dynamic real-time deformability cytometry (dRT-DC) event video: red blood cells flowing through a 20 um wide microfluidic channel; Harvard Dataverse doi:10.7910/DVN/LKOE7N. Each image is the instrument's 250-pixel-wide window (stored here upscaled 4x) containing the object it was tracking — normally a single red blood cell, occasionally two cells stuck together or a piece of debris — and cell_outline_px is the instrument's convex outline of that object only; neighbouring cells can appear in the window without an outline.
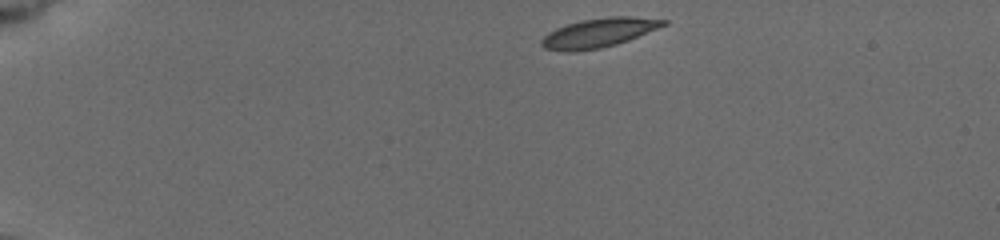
{"species": "common noctule bat (a hibernating species)", "species_latin": "Nyctalus noctula", "temperature_condition": "cold", "stored_images_in_passage": 70, "camera_frame_rate_fps": 3000, "um_per_image_px": 0.085, "animal": {"sex": "female", "body_mass_g": 19.5, "forearm_length_mm": 54.1}, "frame": {"image": 1, "passage_image": 1, "time_ms": 0.0, "image_size_px": [1000, 240], "cell_outline_px": [[668, 24], [628, 40], [616, 44], [600, 48], [576, 52], [564, 52], [544, 48], [540, 44], [540, 40], [548, 32], [556, 28], [580, 20], [608, 16], [632, 16], [668, 20]], "centroid_in_image_um": [50.87, 2.79], "position_along_channel_um": 34.1, "area_um2": 20.87}}
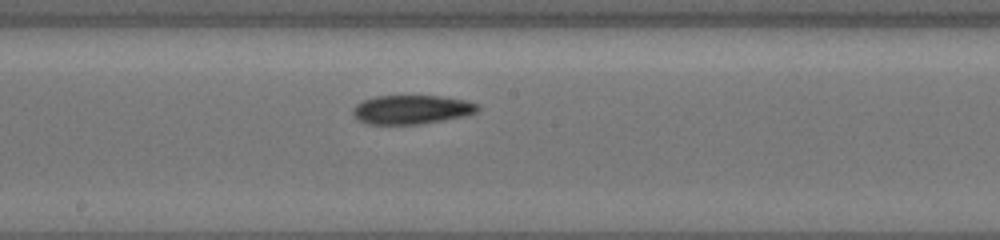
{"frame": {"image": 2, "passage_image": 25, "time_ms": 7.0, "image_size_px": [1000, 240], "cell_outline_px": [[480, 108], [476, 112], [464, 116], [444, 120], [420, 124], [368, 124], [356, 120], [352, 116], [352, 108], [356, 104], [364, 100], [376, 96], [440, 96], [468, 100], [480, 104]], "centroid_in_image_um": [34.98, 9.31], "position_along_channel_um": 213.2, "area_um2": 21.33}}
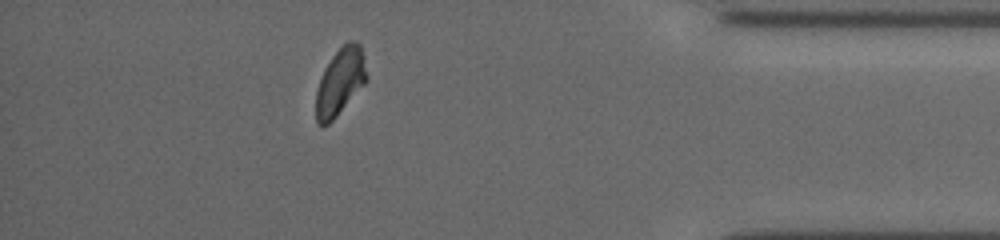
{"frame": {"image": 3, "passage_image": 57, "time_ms": 13.0, "image_size_px": [1000, 240], "cell_outline_px": [[368, 80], [336, 116], [328, 124], [320, 128], [316, 124], [316, 92], [324, 68], [332, 56], [348, 40], [356, 40], [360, 44], [364, 56], [368, 76]], "centroid_in_image_um": [28.92, 6.94], "position_along_channel_um": 406.3, "area_um2": 19.88}}